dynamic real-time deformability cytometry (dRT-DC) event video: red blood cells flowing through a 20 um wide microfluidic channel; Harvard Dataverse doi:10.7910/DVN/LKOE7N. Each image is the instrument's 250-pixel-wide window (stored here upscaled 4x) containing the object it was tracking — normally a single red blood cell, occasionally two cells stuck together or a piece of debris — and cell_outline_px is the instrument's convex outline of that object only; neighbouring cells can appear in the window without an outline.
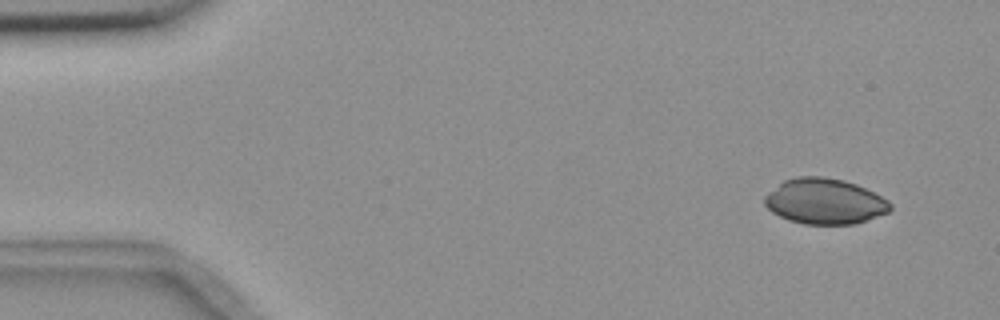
{"species": "common noctule bat (a hibernating species)", "species_latin": "Nyctalus noctula", "temperature_condition": "room temperature", "stored_images_in_passage": 6, "segment_of_instrument_passage": [2, 2], "camera_frame_rate_fps": 3000, "um_per_image_px": 0.085, "animal": {"sex": "female", "body_mass_g": 18.4}, "frame": {"image": 1, "passage_image": 6, "time_ms": 6.667, "image_size_px": [1000, 320], "cell_outline_px": [[892, 208], [888, 212], [852, 224], [804, 224], [788, 220], [772, 212], [764, 204], [764, 196], [768, 192], [784, 180], [796, 176], [824, 176], [844, 180], [856, 184], [888, 200], [892, 204]], "centroid_in_image_um": [70.07, 17.1], "position_along_channel_um": 14.9, "area_um2": 33.23}}